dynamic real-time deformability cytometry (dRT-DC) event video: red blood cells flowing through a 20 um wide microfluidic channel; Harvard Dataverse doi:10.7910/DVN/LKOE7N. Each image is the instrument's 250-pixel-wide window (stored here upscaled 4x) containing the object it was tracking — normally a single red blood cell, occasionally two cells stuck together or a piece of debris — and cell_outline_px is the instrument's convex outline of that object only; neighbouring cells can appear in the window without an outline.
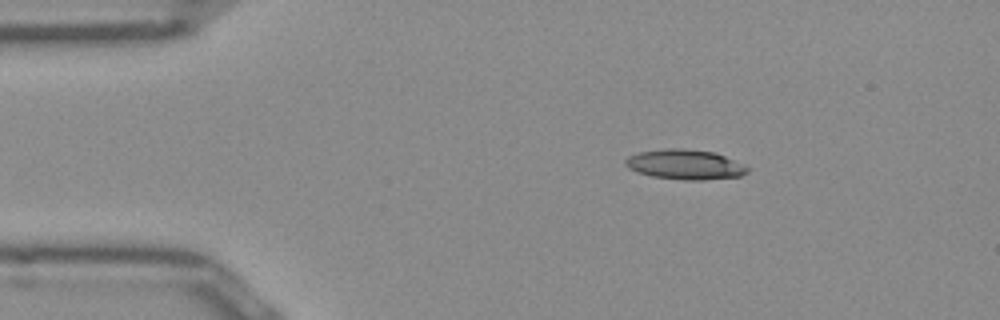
{"species": "Egyptian fruit bat (a non-hibernating species)", "species_latin": "Rousettus aegyptiacus", "temperature_condition": "room temperature", "stored_images_in_passage": 44, "camera_frame_rate_fps": 3000, "um_per_image_px": 0.085, "frame": {"image": 1, "passage_image": 1, "time_ms": 0.0, "image_size_px": [1000, 320], "cell_outline_px": [[748, 172], [740, 176], [704, 180], [684, 180], [652, 176], [636, 172], [628, 168], [624, 164], [624, 160], [628, 156], [636, 152], [664, 148], [684, 148], [716, 152], [748, 168]], "centroid_in_image_um": [58.15, 13.97], "position_along_channel_um": 26.8, "area_um2": 21.39}}
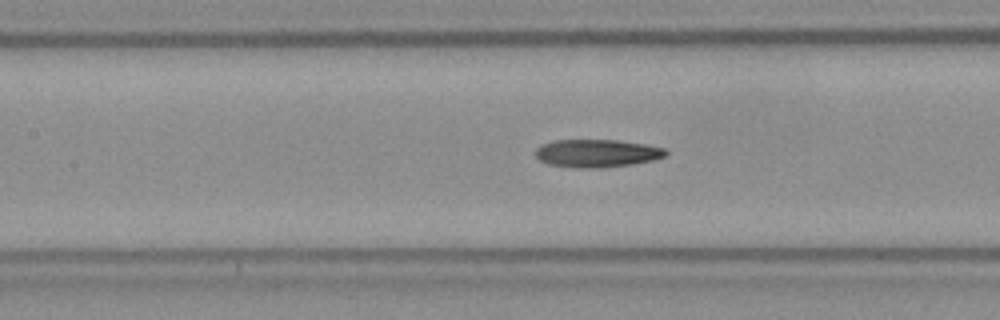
{"frame": {"image": 2, "passage_image": 15, "time_ms": 4.667, "image_size_px": [1000, 320], "cell_outline_px": [[668, 152], [664, 156], [652, 160], [632, 164], [600, 168], [576, 168], [548, 164], [540, 160], [536, 156], [536, 148], [544, 144], [556, 140], [616, 140], [644, 144], [664, 148]], "centroid_in_image_um": [50.73, 13.03], "position_along_channel_um": 156.7, "area_um2": 20.98}}
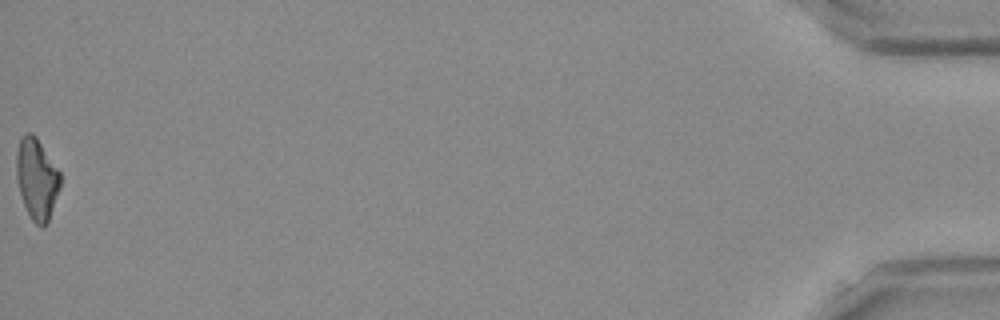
{"frame": {"image": 3, "passage_image": 44, "time_ms": 14.333, "image_size_px": [1000, 320], "cell_outline_px": [[60, 188], [48, 220], [44, 228], [40, 228], [32, 220], [24, 204], [20, 192], [16, 176], [16, 156], [20, 136], [24, 132], [32, 132], [36, 136], [60, 172]], "centroid_in_image_um": [3.11, 15.17], "position_along_channel_um": 432.1, "area_um2": 20.69}, "authors_computed_cell_mechanics": {"area_um2": 20.9814, "velocity_mm_per_s": 3.9469, "shape_relaxation_time_tau1_ms": null, "shape_relaxation_time_tau2_ms": 9.0413, "deformation_change_tau1": null, "deformation_change_tau2": 0.2388}}